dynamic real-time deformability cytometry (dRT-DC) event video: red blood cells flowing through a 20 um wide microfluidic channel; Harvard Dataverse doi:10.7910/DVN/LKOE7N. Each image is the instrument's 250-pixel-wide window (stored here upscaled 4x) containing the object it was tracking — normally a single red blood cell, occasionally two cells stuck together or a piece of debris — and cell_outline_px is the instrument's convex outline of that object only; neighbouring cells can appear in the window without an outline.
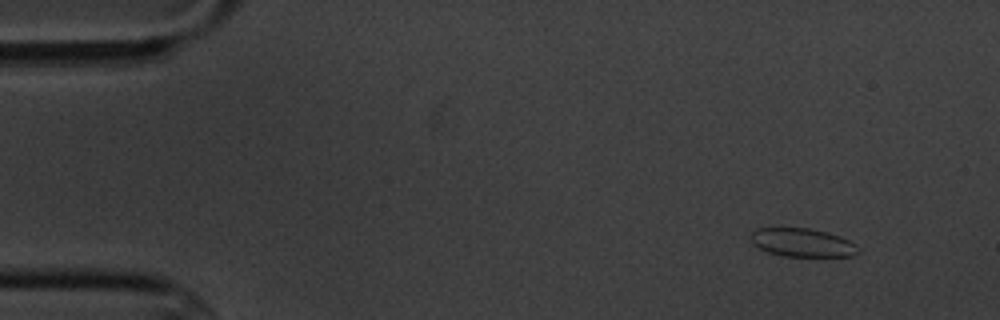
{"species": "common noctule bat (a hibernating species)", "species_latin": "Nyctalus noctula", "temperature_condition": "cold", "stored_images_in_passage": 5, "camera_frame_rate_fps": 3000, "um_per_image_px": 0.085, "animal": {"sex": "male", "body_mass_g": 20.1, "forearm_length_mm": 53.5}, "frame": {"image": 1, "passage_image": 1, "time_ms": 0.0, "image_size_px": [1000, 320], "cell_outline_px": [[860, 252], [852, 256], [780, 256], [768, 252], [752, 244], [752, 232], [756, 228], [808, 228], [840, 236], [856, 244], [860, 248]], "centroid_in_image_um": [68.22, 20.63], "position_along_channel_um": 16.8, "area_um2": 17.74}}